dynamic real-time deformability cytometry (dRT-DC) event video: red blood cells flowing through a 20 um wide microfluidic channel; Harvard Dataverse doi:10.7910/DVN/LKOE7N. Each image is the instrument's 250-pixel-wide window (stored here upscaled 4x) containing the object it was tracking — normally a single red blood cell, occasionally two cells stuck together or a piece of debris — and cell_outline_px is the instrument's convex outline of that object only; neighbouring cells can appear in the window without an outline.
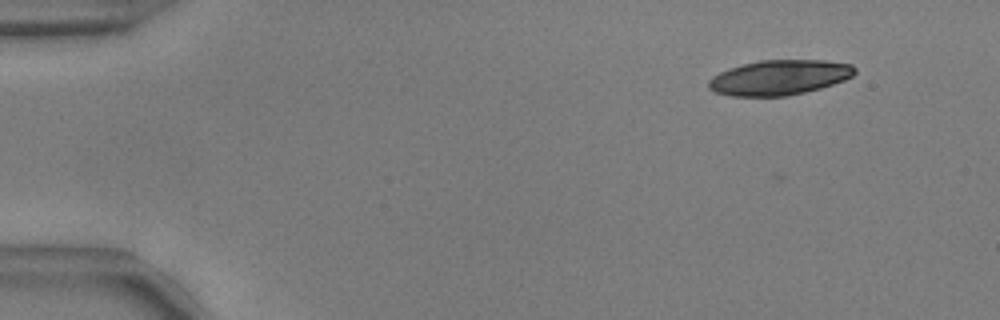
{"species": "common noctule bat (a hibernating species)", "species_latin": "Nyctalus noctula", "temperature_condition": "warm", "stored_images_in_passage": 39, "camera_frame_rate_fps": 3000, "um_per_image_px": 0.085, "animal": {"sex": "male", "body_mass_g": 17.9, "forearm_length_mm": 54.2}, "frame": {"image": 1, "passage_image": 6, "time_ms": 1.667, "image_size_px": [1000, 320], "cell_outline_px": [[856, 72], [852, 76], [844, 80], [820, 88], [804, 92], [784, 96], [732, 96], [716, 92], [708, 88], [708, 80], [712, 76], [728, 68], [760, 60], [824, 60], [852, 64], [856, 68]], "centroid_in_image_um": [66.24, 6.58], "position_along_channel_um": 18.8, "area_um2": 29.77}}